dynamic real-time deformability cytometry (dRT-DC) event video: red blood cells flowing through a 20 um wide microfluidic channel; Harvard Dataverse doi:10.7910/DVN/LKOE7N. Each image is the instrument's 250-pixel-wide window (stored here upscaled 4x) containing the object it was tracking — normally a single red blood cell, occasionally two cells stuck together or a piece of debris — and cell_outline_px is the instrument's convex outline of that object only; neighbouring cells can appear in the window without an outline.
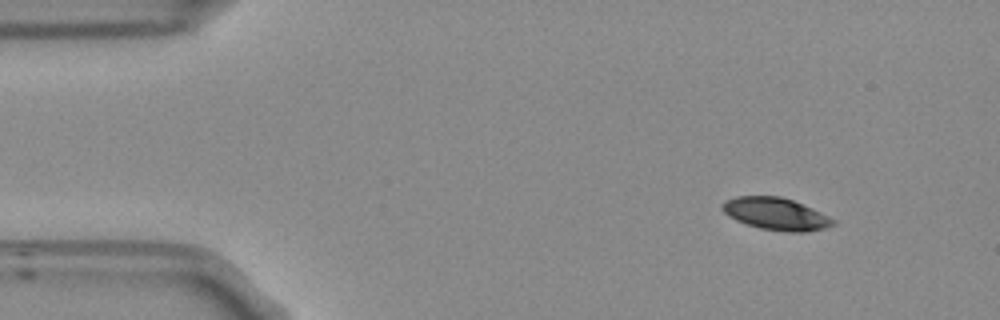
{"species": "Egyptian fruit bat (a non-hibernating species)", "species_latin": "Rousettus aegyptiacus", "temperature_condition": "room temperature", "stored_images_in_passage": 49, "camera_frame_rate_fps": 3000, "um_per_image_px": 0.085, "frame": {"image": 1, "passage_image": 1, "time_ms": 0.0, "image_size_px": [1000, 320], "cell_outline_px": [[836, 224], [824, 228], [804, 232], [788, 232], [760, 228], [736, 220], [728, 216], [720, 208], [720, 204], [724, 200], [736, 196], [780, 196], [792, 200], [812, 208], [836, 220]], "centroid_in_image_um": [65.92, 18.17], "position_along_channel_um": 19.1, "area_um2": 20.81}}
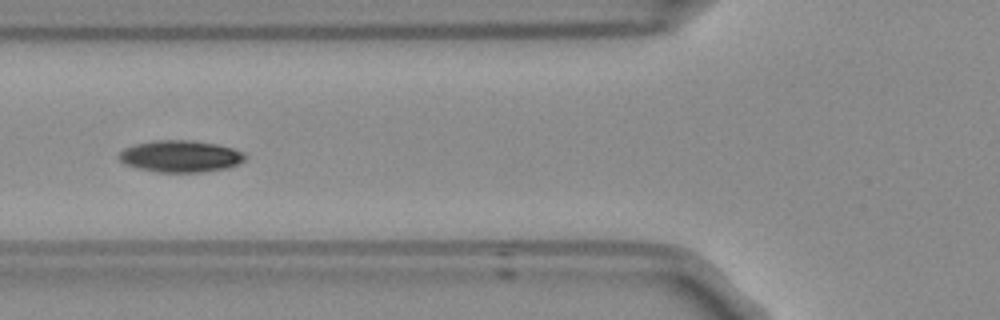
{"frame": {"image": 2, "passage_image": 15, "time_ms": 4.667, "image_size_px": [1000, 320], "cell_outline_px": [[248, 156], [244, 160], [236, 164], [224, 168], [200, 172], [156, 172], [124, 164], [116, 156], [124, 148], [136, 144], [152, 140], [192, 140], [216, 144], [232, 148], [244, 152]], "centroid_in_image_um": [15.31, 13.27], "position_along_channel_um": 110.5, "area_um2": 23.29}}
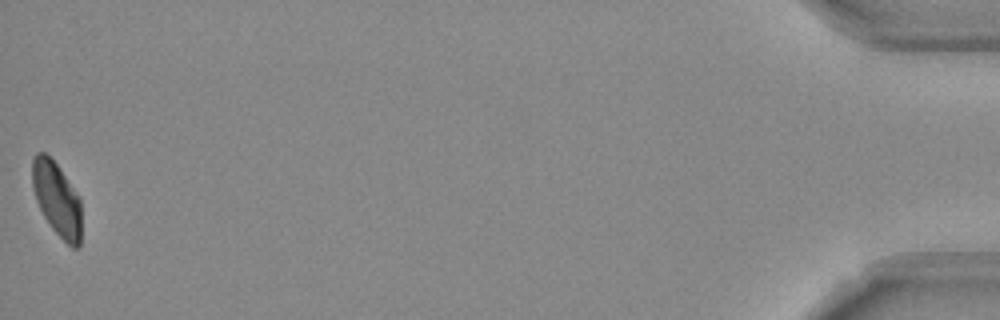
{"frame": {"image": 3, "passage_image": 49, "time_ms": 16.0, "image_size_px": [1000, 320], "cell_outline_px": [[80, 244], [76, 248], [72, 248], [52, 228], [44, 216], [36, 200], [32, 188], [32, 156], [36, 152], [44, 152], [60, 168], [80, 196]], "centroid_in_image_um": [4.82, 16.88], "position_along_channel_um": 430.4, "area_um2": 21.1}, "authors_computed_cell_mechanics": {"area_um2": 22.542, "velocity_mm_per_s": 3.7255, "shape_relaxation_time_tau1_ms": 3.7158, "shape_relaxation_time_tau2_ms": null, "deformation_change_tau1": 0.1298, "deformation_change_tau2": null}}